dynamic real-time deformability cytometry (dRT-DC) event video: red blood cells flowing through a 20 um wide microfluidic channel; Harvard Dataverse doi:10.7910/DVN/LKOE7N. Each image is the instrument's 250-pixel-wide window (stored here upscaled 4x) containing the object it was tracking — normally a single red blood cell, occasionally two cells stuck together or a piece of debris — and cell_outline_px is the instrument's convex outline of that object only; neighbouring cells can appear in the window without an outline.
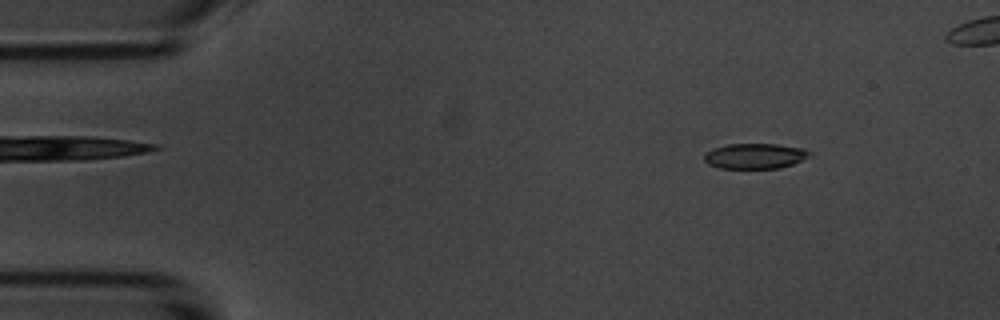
{"species": "common noctule bat (a hibernating species)", "species_latin": "Nyctalus noctula", "temperature_condition": "room temperature", "stored_images_in_passage": 10, "camera_frame_rate_fps": 3000, "um_per_image_px": 0.085, "animal": {"sex": "male", "body_mass_g": 20.1, "forearm_length_mm": 53.5}, "frame": {"image": 1, "passage_image": 2, "time_ms": 0.333, "image_size_px": [1000, 320], "cell_outline_px": [[812, 152], [800, 160], [792, 164], [780, 168], [720, 168], [708, 164], [704, 160], [704, 152], [712, 148], [728, 144], [776, 144], [804, 148]], "centroid_in_image_um": [64.11, 13.25], "position_along_channel_um": 20.9, "area_um2": 15.49}}